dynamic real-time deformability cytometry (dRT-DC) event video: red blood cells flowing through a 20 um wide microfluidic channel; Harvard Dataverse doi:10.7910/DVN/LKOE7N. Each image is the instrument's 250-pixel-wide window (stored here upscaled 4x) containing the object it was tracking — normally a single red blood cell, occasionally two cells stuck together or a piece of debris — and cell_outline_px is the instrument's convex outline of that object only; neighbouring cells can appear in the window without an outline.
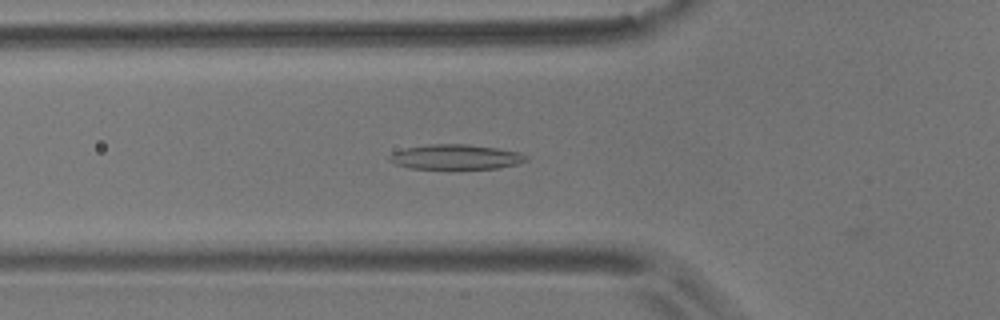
{"species": "common noctule bat (a hibernating species)", "species_latin": "Nyctalus noctula", "temperature_condition": "room temperature", "stored_images_in_passage": 44, "camera_frame_rate_fps": 3000, "um_per_image_px": 0.085, "animal": {"sex": "male", "body_mass_g": 17.9}, "frame": {"image": 1, "passage_image": 6, "time_ms": 1.667, "image_size_px": [1000, 320], "cell_outline_px": [[528, 160], [516, 164], [496, 168], [408, 168], [396, 164], [388, 160], [388, 156], [392, 152], [404, 148], [428, 144], [468, 144], [496, 148], [520, 152], [528, 156]], "centroid_in_image_um": [38.71, 13.33], "position_along_channel_um": 87.1, "area_um2": 19.77}}
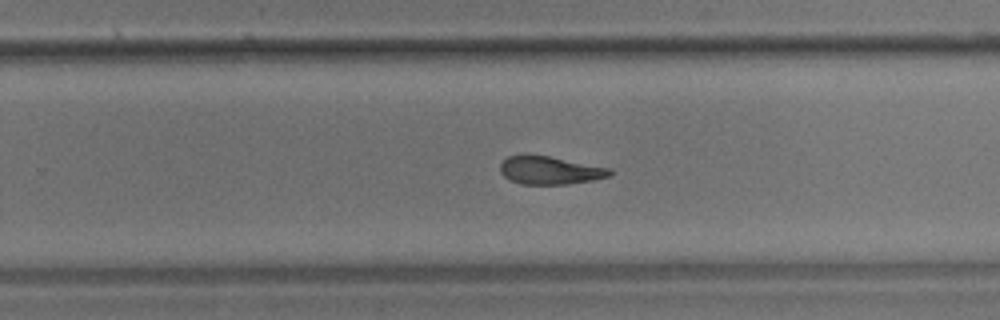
{"frame": {"image": 2, "passage_image": 23, "time_ms": 7.333, "image_size_px": [1000, 320], "cell_outline_px": [[612, 172], [608, 176], [592, 180], [568, 184], [520, 184], [508, 180], [500, 172], [500, 164], [508, 156], [548, 156], [608, 168]], "centroid_in_image_um": [46.69, 14.5], "position_along_channel_um": 283.1, "area_um2": 17.46}}
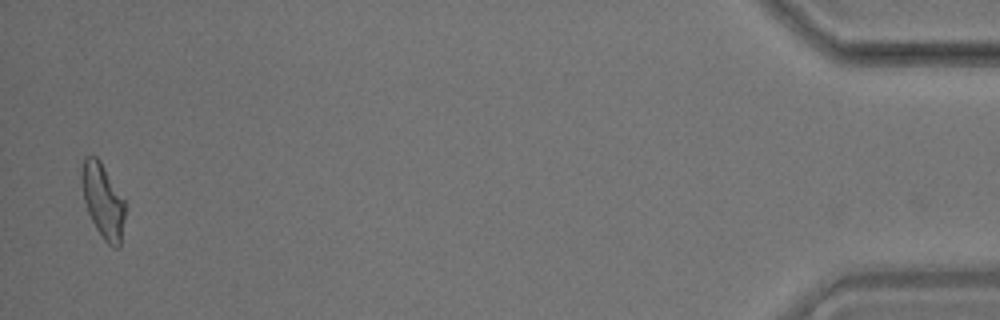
{"frame": {"image": 3, "passage_image": 43, "time_ms": 14.0, "image_size_px": [1000, 320], "cell_outline_px": [[124, 220], [120, 248], [112, 248], [104, 240], [96, 228], [88, 212], [84, 200], [80, 180], [80, 176], [84, 156], [96, 156], [100, 160], [124, 200]], "centroid_in_image_um": [8.73, 17.07], "position_along_channel_um": 426.5, "area_um2": 18.79}, "authors_computed_cell_mechanics": {"area_um2": 18.9006, "velocity_mm_per_s": 3.4467, "shape_relaxation_time_tau1_ms": 9.3076, "shape_relaxation_time_tau2_ms": 4.5951, "deformation_change_tau1": 0.2328, "deformation_change_tau2": 0.1094}}